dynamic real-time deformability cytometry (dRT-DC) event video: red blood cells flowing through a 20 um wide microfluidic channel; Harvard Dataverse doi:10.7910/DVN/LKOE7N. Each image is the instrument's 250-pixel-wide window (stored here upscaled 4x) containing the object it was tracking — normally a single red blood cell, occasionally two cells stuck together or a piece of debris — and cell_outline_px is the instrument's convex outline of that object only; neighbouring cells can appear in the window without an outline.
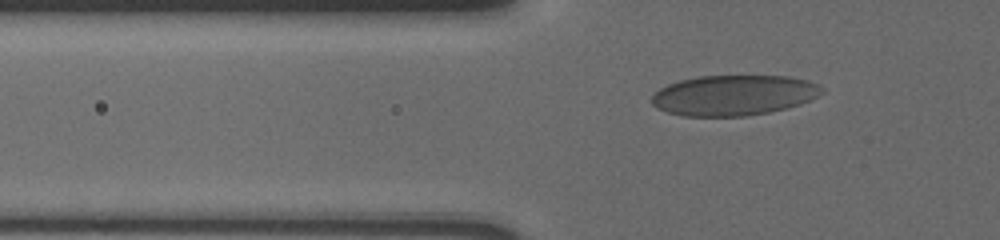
{"species": "human", "species_latin": "Homo sapiens", "temperature_condition": "cold", "stored_images_in_passage": 40, "camera_frame_rate_fps": 3000, "um_per_image_px": 0.085, "donor": {"sex": "male"}, "frame": {"image": 1, "passage_image": 2, "time_ms": 0.333, "image_size_px": [1000, 240], "cell_outline_px": [[824, 92], [800, 104], [768, 112], [744, 116], [684, 116], [668, 112], [656, 108], [652, 104], [652, 96], [660, 88], [668, 84], [680, 80], [700, 76], [788, 76], [808, 80], [824, 88]], "centroid_in_image_um": [62.35, 8.09], "position_along_channel_um": 63.4, "area_um2": 39.82}}
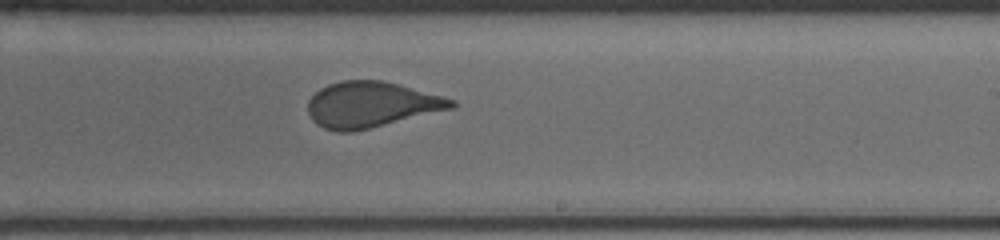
{"frame": {"image": 2, "passage_image": 19, "time_ms": 6.0, "image_size_px": [1000, 240], "cell_outline_px": [[456, 104], [452, 108], [352, 132], [336, 132], [324, 128], [316, 124], [312, 120], [308, 112], [308, 100], [320, 88], [328, 84], [344, 80], [384, 80], [400, 84], [444, 96], [456, 100]], "centroid_in_image_um": [31.53, 8.88], "position_along_channel_um": 257.5, "area_um2": 38.15}}
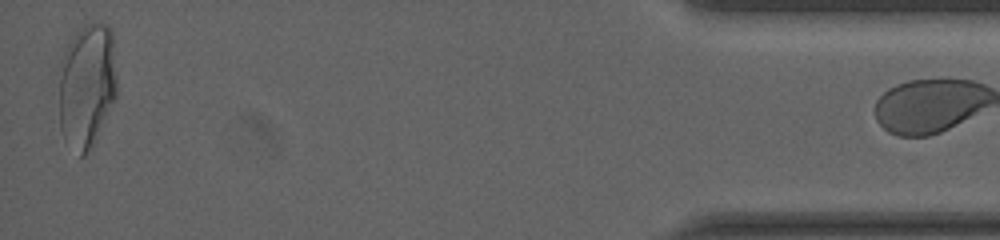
{"frame": {"image": 3, "passage_image": 39, "time_ms": 12.667, "image_size_px": [1000, 240], "cell_outline_px": [[116, 96], [84, 156], [80, 156], [64, 136], [60, 128], [60, 76], [64, 52], [72, 36], [84, 24], [92, 20], [108, 24], [112, 28], [116, 76]], "centroid_in_image_um": [7.4, 7.12], "position_along_channel_um": 427.8, "area_um2": 41.27}}